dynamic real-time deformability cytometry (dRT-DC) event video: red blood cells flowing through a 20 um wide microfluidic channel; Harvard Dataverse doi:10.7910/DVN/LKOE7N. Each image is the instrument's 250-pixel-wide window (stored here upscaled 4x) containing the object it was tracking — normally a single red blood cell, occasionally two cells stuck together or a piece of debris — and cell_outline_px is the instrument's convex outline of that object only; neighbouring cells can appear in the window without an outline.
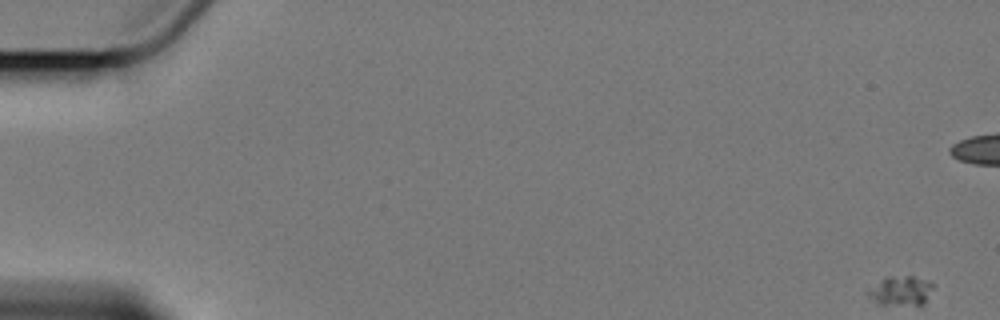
{"species": "Egyptian fruit bat (a non-hibernating species)", "species_latin": "Rousettus aegyptiacus", "temperature_condition": "cold", "stored_images_in_passage": 7, "camera_frame_rate_fps": 3000, "um_per_image_px": 0.085, "animal": {"sex": "female"}, "frame": {"image": 1, "passage_image": 1, "time_ms": 0.0, "image_size_px": [1000, 320], "cell_outline_px": [[932, 288], [924, 304], [880, 304], [872, 300], [868, 292], [884, 280], [908, 276], [912, 276], [932, 284]], "centroid_in_image_um": [76.62, 24.76], "position_along_channel_um": 8.4, "area_um2": 10.06}}